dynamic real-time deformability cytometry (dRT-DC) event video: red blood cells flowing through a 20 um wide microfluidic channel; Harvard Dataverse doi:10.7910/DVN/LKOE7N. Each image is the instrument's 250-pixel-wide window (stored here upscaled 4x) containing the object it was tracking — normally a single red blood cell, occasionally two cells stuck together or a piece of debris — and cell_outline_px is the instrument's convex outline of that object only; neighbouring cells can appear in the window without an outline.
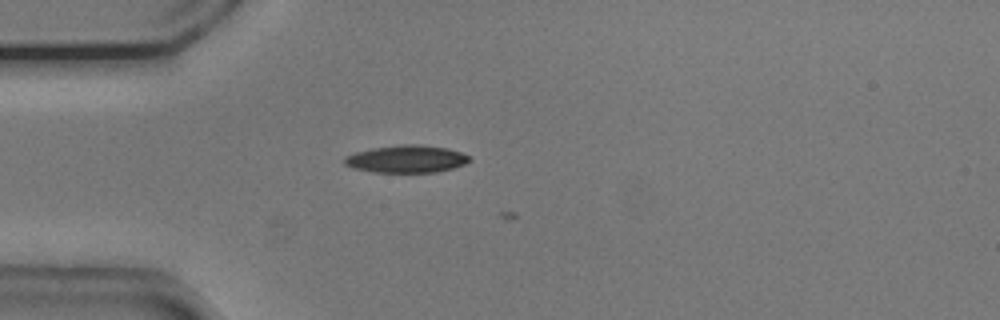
{"species": "common noctule bat (a hibernating species)", "species_latin": "Nyctalus noctula", "temperature_condition": "cold", "stored_images_in_passage": 2, "camera_frame_rate_fps": 3000, "um_per_image_px": 0.085, "animal": {"sex": "male", "body_mass_g": 20.5, "forearm_length_mm": 52.5}, "frame": {"image": 1, "passage_image": 1, "time_ms": 0.0, "image_size_px": [1000, 320], "cell_outline_px": [[472, 160], [464, 164], [452, 168], [436, 172], [372, 172], [352, 168], [344, 164], [344, 156], [356, 152], [372, 148], [404, 144], [420, 144], [448, 148], [472, 156]], "centroid_in_image_um": [34.56, 13.51], "position_along_channel_um": 50.4, "area_um2": 20.11}}